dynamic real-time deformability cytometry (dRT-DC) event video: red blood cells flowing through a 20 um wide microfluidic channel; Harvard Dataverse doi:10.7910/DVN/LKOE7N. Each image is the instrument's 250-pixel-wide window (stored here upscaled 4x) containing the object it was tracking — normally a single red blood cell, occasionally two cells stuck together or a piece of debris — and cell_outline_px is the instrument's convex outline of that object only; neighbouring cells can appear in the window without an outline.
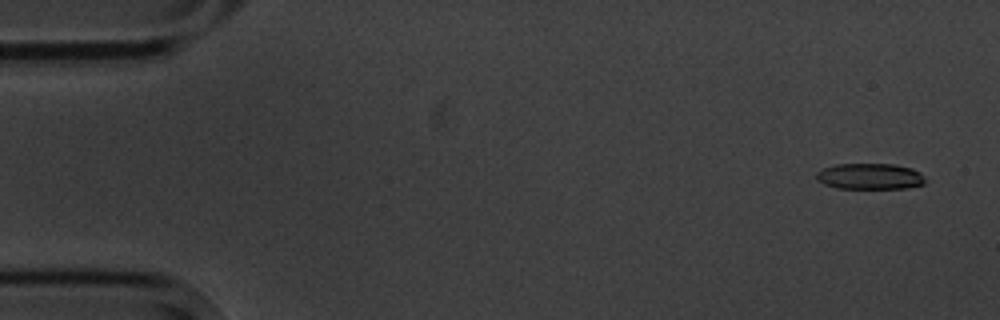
{"species": "common noctule bat (a hibernating species)", "species_latin": "Nyctalus noctula", "temperature_condition": "cold", "stored_images_in_passage": 6, "camera_frame_rate_fps": 3000, "um_per_image_px": 0.085, "animal": {"sex": "male", "body_mass_g": 20.1, "forearm_length_mm": 53.5}, "frame": {"image": 1, "passage_image": 1, "time_ms": 0.0, "image_size_px": [1000, 320], "cell_outline_px": [[924, 184], [908, 188], [836, 188], [824, 184], [816, 180], [816, 172], [824, 168], [836, 164], [892, 164], [912, 168], [920, 172], [924, 176]], "centroid_in_image_um": [73.93, 14.99], "position_along_channel_um": 11.1, "area_um2": 16.53}}
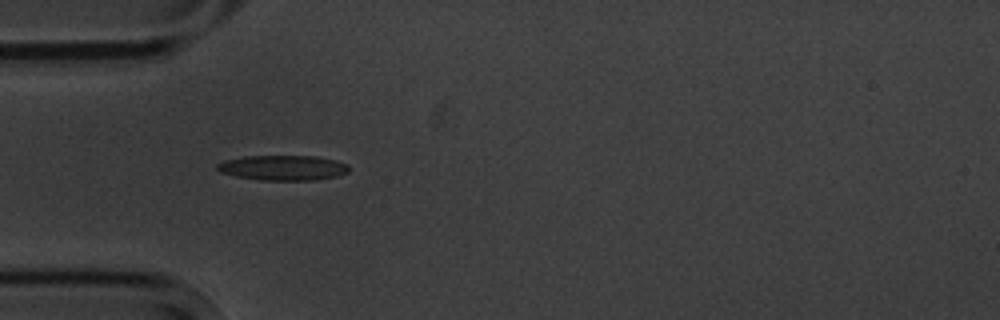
{"frame": {"image": 2, "passage_image": 5, "time_ms": 4.667, "image_size_px": [1000, 320], "cell_outline_px": [[348, 172], [336, 176], [316, 180], [260, 180], [236, 176], [220, 172], [216, 168], [216, 164], [224, 160], [244, 156], [316, 156], [336, 160], [348, 164]], "centroid_in_image_um": [24.04, 14.25], "position_along_channel_um": 61.0, "area_um2": 19.31}}
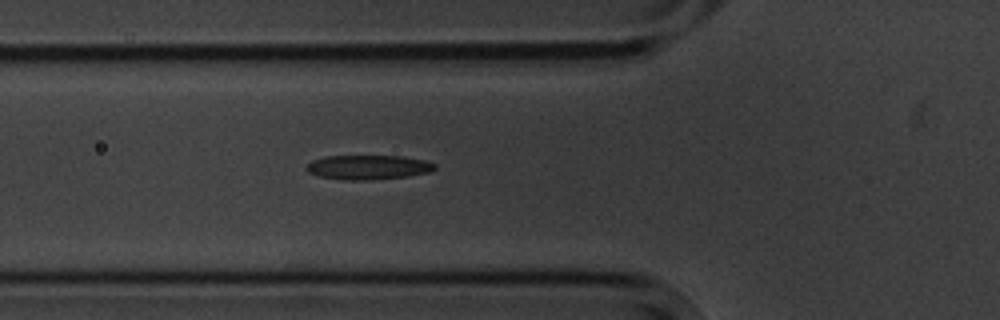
{"frame": {"image": 3, "passage_image": 6, "time_ms": 5.667, "image_size_px": [1000, 320], "cell_outline_px": [[436, 168], [428, 172], [408, 176], [368, 180], [344, 180], [320, 176], [308, 172], [304, 168], [312, 160], [324, 156], [400, 156], [424, 160], [436, 164]], "centroid_in_image_um": [31.27, 14.21], "position_along_channel_um": 94.5, "area_um2": 18.21}}